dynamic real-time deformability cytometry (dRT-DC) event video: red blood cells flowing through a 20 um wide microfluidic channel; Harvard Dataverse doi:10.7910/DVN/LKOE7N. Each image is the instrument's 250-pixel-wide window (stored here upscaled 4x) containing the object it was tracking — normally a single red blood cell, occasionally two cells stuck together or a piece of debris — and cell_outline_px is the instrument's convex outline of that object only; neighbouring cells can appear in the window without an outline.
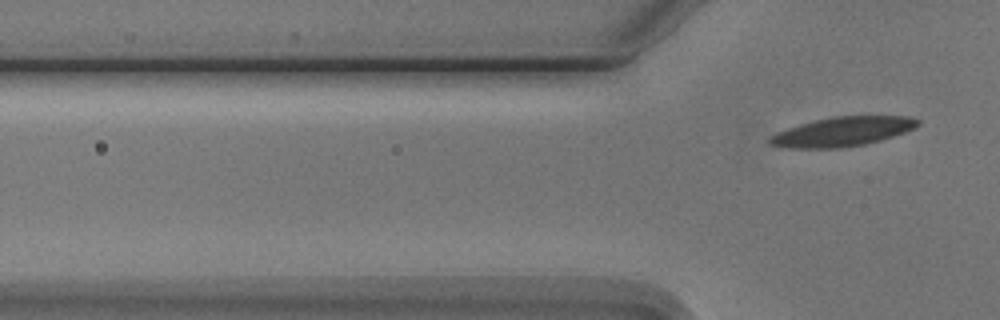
{"species": "Egyptian fruit bat (a non-hibernating species)", "species_latin": "Rousettus aegyptiacus", "temperature_condition": "cold", "stored_images_in_passage": 4, "camera_frame_rate_fps": 3000, "um_per_image_px": 0.085, "animal": {"sex": "male"}, "frame": {"image": 1, "passage_image": 4, "time_ms": 4.333, "image_size_px": [1000, 320], "cell_outline_px": [[920, 124], [916, 128], [880, 140], [864, 144], [840, 148], [788, 148], [768, 144], [768, 140], [776, 132], [800, 124], [832, 116], [912, 116], [920, 120]], "centroid_in_image_um": [71.63, 11.18], "position_along_channel_um": 54.2, "area_um2": 25.26}}